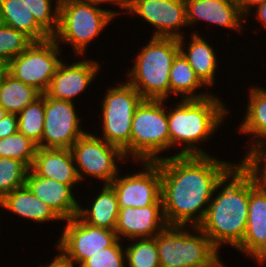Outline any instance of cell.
I'll list each match as a JSON object with an SVG mask.
<instances>
[{
    "mask_svg": "<svg viewBox=\"0 0 266 267\" xmlns=\"http://www.w3.org/2000/svg\"><path fill=\"white\" fill-rule=\"evenodd\" d=\"M136 163H140V168L142 164L139 171L117 175L109 184L115 190L119 207L163 205L159 164L157 162Z\"/></svg>",
    "mask_w": 266,
    "mask_h": 267,
    "instance_id": "13",
    "label": "cell"
},
{
    "mask_svg": "<svg viewBox=\"0 0 266 267\" xmlns=\"http://www.w3.org/2000/svg\"><path fill=\"white\" fill-rule=\"evenodd\" d=\"M248 92V103L244 118L235 128L239 133H243L250 138L247 141L252 140L246 152L266 140V88H260L257 85L252 87L251 85Z\"/></svg>",
    "mask_w": 266,
    "mask_h": 267,
    "instance_id": "24",
    "label": "cell"
},
{
    "mask_svg": "<svg viewBox=\"0 0 266 267\" xmlns=\"http://www.w3.org/2000/svg\"><path fill=\"white\" fill-rule=\"evenodd\" d=\"M2 208L11 214L32 220L34 223L63 221L55 211L45 202L35 196L29 188L24 185L11 191L1 200Z\"/></svg>",
    "mask_w": 266,
    "mask_h": 267,
    "instance_id": "22",
    "label": "cell"
},
{
    "mask_svg": "<svg viewBox=\"0 0 266 267\" xmlns=\"http://www.w3.org/2000/svg\"><path fill=\"white\" fill-rule=\"evenodd\" d=\"M239 162L254 176L259 185L266 186V140L245 152Z\"/></svg>",
    "mask_w": 266,
    "mask_h": 267,
    "instance_id": "35",
    "label": "cell"
},
{
    "mask_svg": "<svg viewBox=\"0 0 266 267\" xmlns=\"http://www.w3.org/2000/svg\"><path fill=\"white\" fill-rule=\"evenodd\" d=\"M119 208L114 231L121 241L153 238L168 226L163 205Z\"/></svg>",
    "mask_w": 266,
    "mask_h": 267,
    "instance_id": "16",
    "label": "cell"
},
{
    "mask_svg": "<svg viewBox=\"0 0 266 267\" xmlns=\"http://www.w3.org/2000/svg\"><path fill=\"white\" fill-rule=\"evenodd\" d=\"M0 12L3 25L25 33L33 41H43L51 37L20 0H0Z\"/></svg>",
    "mask_w": 266,
    "mask_h": 267,
    "instance_id": "26",
    "label": "cell"
},
{
    "mask_svg": "<svg viewBox=\"0 0 266 267\" xmlns=\"http://www.w3.org/2000/svg\"><path fill=\"white\" fill-rule=\"evenodd\" d=\"M219 256L215 261H213L208 267H226L224 266V262L222 261V257Z\"/></svg>",
    "mask_w": 266,
    "mask_h": 267,
    "instance_id": "43",
    "label": "cell"
},
{
    "mask_svg": "<svg viewBox=\"0 0 266 267\" xmlns=\"http://www.w3.org/2000/svg\"><path fill=\"white\" fill-rule=\"evenodd\" d=\"M117 240L111 247L103 248L86 259L79 267H126L125 247Z\"/></svg>",
    "mask_w": 266,
    "mask_h": 267,
    "instance_id": "34",
    "label": "cell"
},
{
    "mask_svg": "<svg viewBox=\"0 0 266 267\" xmlns=\"http://www.w3.org/2000/svg\"><path fill=\"white\" fill-rule=\"evenodd\" d=\"M215 94L202 99H180L167 110L170 151L179 147L173 156L209 155L199 143L210 141L220 126L228 119V107ZM175 106V107H172ZM183 145V148H182Z\"/></svg>",
    "mask_w": 266,
    "mask_h": 267,
    "instance_id": "3",
    "label": "cell"
},
{
    "mask_svg": "<svg viewBox=\"0 0 266 267\" xmlns=\"http://www.w3.org/2000/svg\"><path fill=\"white\" fill-rule=\"evenodd\" d=\"M255 260L256 264L262 265L266 264V242L261 246V248L250 258V260ZM264 264V265H263Z\"/></svg>",
    "mask_w": 266,
    "mask_h": 267,
    "instance_id": "40",
    "label": "cell"
},
{
    "mask_svg": "<svg viewBox=\"0 0 266 267\" xmlns=\"http://www.w3.org/2000/svg\"><path fill=\"white\" fill-rule=\"evenodd\" d=\"M125 245L126 267H160L156 239H131Z\"/></svg>",
    "mask_w": 266,
    "mask_h": 267,
    "instance_id": "29",
    "label": "cell"
},
{
    "mask_svg": "<svg viewBox=\"0 0 266 267\" xmlns=\"http://www.w3.org/2000/svg\"><path fill=\"white\" fill-rule=\"evenodd\" d=\"M192 31L188 38L190 40L187 41L185 36L178 39L180 52L188 60L200 80L211 89L216 83L219 65L217 60L219 59L213 45L207 42L205 36L202 37L203 35L198 34L197 30Z\"/></svg>",
    "mask_w": 266,
    "mask_h": 267,
    "instance_id": "21",
    "label": "cell"
},
{
    "mask_svg": "<svg viewBox=\"0 0 266 267\" xmlns=\"http://www.w3.org/2000/svg\"><path fill=\"white\" fill-rule=\"evenodd\" d=\"M42 93L8 74L0 83V106L8 113L18 114L35 102Z\"/></svg>",
    "mask_w": 266,
    "mask_h": 267,
    "instance_id": "27",
    "label": "cell"
},
{
    "mask_svg": "<svg viewBox=\"0 0 266 267\" xmlns=\"http://www.w3.org/2000/svg\"><path fill=\"white\" fill-rule=\"evenodd\" d=\"M44 130L42 134L43 148H68L86 132L80 123L75 103L58 100L44 95ZM83 129V130H82Z\"/></svg>",
    "mask_w": 266,
    "mask_h": 267,
    "instance_id": "14",
    "label": "cell"
},
{
    "mask_svg": "<svg viewBox=\"0 0 266 267\" xmlns=\"http://www.w3.org/2000/svg\"><path fill=\"white\" fill-rule=\"evenodd\" d=\"M9 74V61L0 58V83Z\"/></svg>",
    "mask_w": 266,
    "mask_h": 267,
    "instance_id": "42",
    "label": "cell"
},
{
    "mask_svg": "<svg viewBox=\"0 0 266 267\" xmlns=\"http://www.w3.org/2000/svg\"><path fill=\"white\" fill-rule=\"evenodd\" d=\"M117 15L119 10L112 8L76 0H60L59 26L53 38L60 48L63 44L72 46L75 57H84L89 44L112 24Z\"/></svg>",
    "mask_w": 266,
    "mask_h": 267,
    "instance_id": "5",
    "label": "cell"
},
{
    "mask_svg": "<svg viewBox=\"0 0 266 267\" xmlns=\"http://www.w3.org/2000/svg\"><path fill=\"white\" fill-rule=\"evenodd\" d=\"M266 0H236L238 3L241 12L246 16L251 9L260 3L265 2Z\"/></svg>",
    "mask_w": 266,
    "mask_h": 267,
    "instance_id": "39",
    "label": "cell"
},
{
    "mask_svg": "<svg viewBox=\"0 0 266 267\" xmlns=\"http://www.w3.org/2000/svg\"><path fill=\"white\" fill-rule=\"evenodd\" d=\"M30 169L39 176L68 184L73 189L81 185L72 152L68 148L37 147Z\"/></svg>",
    "mask_w": 266,
    "mask_h": 267,
    "instance_id": "20",
    "label": "cell"
},
{
    "mask_svg": "<svg viewBox=\"0 0 266 267\" xmlns=\"http://www.w3.org/2000/svg\"><path fill=\"white\" fill-rule=\"evenodd\" d=\"M254 8L255 9H251L250 12L245 16V23L247 22L248 18L251 19V15L254 16L259 23H261L263 28H266V1L256 5ZM252 11L254 12V15L251 14Z\"/></svg>",
    "mask_w": 266,
    "mask_h": 267,
    "instance_id": "37",
    "label": "cell"
},
{
    "mask_svg": "<svg viewBox=\"0 0 266 267\" xmlns=\"http://www.w3.org/2000/svg\"><path fill=\"white\" fill-rule=\"evenodd\" d=\"M62 49L53 37L34 41L25 51L9 61V74L15 79L38 89L42 94L63 61Z\"/></svg>",
    "mask_w": 266,
    "mask_h": 267,
    "instance_id": "10",
    "label": "cell"
},
{
    "mask_svg": "<svg viewBox=\"0 0 266 267\" xmlns=\"http://www.w3.org/2000/svg\"><path fill=\"white\" fill-rule=\"evenodd\" d=\"M100 133L87 130L70 148L81 183L91 177L101 180L100 184L109 185L122 173L117 162L129 161L122 149L101 139Z\"/></svg>",
    "mask_w": 266,
    "mask_h": 267,
    "instance_id": "9",
    "label": "cell"
},
{
    "mask_svg": "<svg viewBox=\"0 0 266 267\" xmlns=\"http://www.w3.org/2000/svg\"><path fill=\"white\" fill-rule=\"evenodd\" d=\"M44 114V94L17 114L18 132L22 133L25 137L30 138L38 147H42Z\"/></svg>",
    "mask_w": 266,
    "mask_h": 267,
    "instance_id": "28",
    "label": "cell"
},
{
    "mask_svg": "<svg viewBox=\"0 0 266 267\" xmlns=\"http://www.w3.org/2000/svg\"><path fill=\"white\" fill-rule=\"evenodd\" d=\"M125 13L155 27L151 37L179 39L188 28L185 0H126Z\"/></svg>",
    "mask_w": 266,
    "mask_h": 267,
    "instance_id": "12",
    "label": "cell"
},
{
    "mask_svg": "<svg viewBox=\"0 0 266 267\" xmlns=\"http://www.w3.org/2000/svg\"><path fill=\"white\" fill-rule=\"evenodd\" d=\"M248 208L249 171L237 161L215 187L206 215L198 227L219 252L226 244L236 249L246 232Z\"/></svg>",
    "mask_w": 266,
    "mask_h": 267,
    "instance_id": "2",
    "label": "cell"
},
{
    "mask_svg": "<svg viewBox=\"0 0 266 267\" xmlns=\"http://www.w3.org/2000/svg\"><path fill=\"white\" fill-rule=\"evenodd\" d=\"M126 71L127 81L143 99L167 100L170 96L169 73L180 52L177 38L150 37Z\"/></svg>",
    "mask_w": 266,
    "mask_h": 267,
    "instance_id": "4",
    "label": "cell"
},
{
    "mask_svg": "<svg viewBox=\"0 0 266 267\" xmlns=\"http://www.w3.org/2000/svg\"><path fill=\"white\" fill-rule=\"evenodd\" d=\"M37 147L35 142L17 131L10 136L0 139V157L19 160L30 169Z\"/></svg>",
    "mask_w": 266,
    "mask_h": 267,
    "instance_id": "30",
    "label": "cell"
},
{
    "mask_svg": "<svg viewBox=\"0 0 266 267\" xmlns=\"http://www.w3.org/2000/svg\"><path fill=\"white\" fill-rule=\"evenodd\" d=\"M168 101L143 99L136 107L130 136V158L133 164L159 161L164 158L162 152L170 151Z\"/></svg>",
    "mask_w": 266,
    "mask_h": 267,
    "instance_id": "6",
    "label": "cell"
},
{
    "mask_svg": "<svg viewBox=\"0 0 266 267\" xmlns=\"http://www.w3.org/2000/svg\"><path fill=\"white\" fill-rule=\"evenodd\" d=\"M18 116L15 113H7L0 120V139L10 136L18 131Z\"/></svg>",
    "mask_w": 266,
    "mask_h": 267,
    "instance_id": "36",
    "label": "cell"
},
{
    "mask_svg": "<svg viewBox=\"0 0 266 267\" xmlns=\"http://www.w3.org/2000/svg\"><path fill=\"white\" fill-rule=\"evenodd\" d=\"M64 222L66 225L54 247L71 267H79L86 259L118 240L114 230L88 225L77 215Z\"/></svg>",
    "mask_w": 266,
    "mask_h": 267,
    "instance_id": "11",
    "label": "cell"
},
{
    "mask_svg": "<svg viewBox=\"0 0 266 267\" xmlns=\"http://www.w3.org/2000/svg\"><path fill=\"white\" fill-rule=\"evenodd\" d=\"M77 60L72 64L67 60L59 64L49 87L43 93L45 96L76 103L75 98L89 89L102 69L101 64L89 58Z\"/></svg>",
    "mask_w": 266,
    "mask_h": 267,
    "instance_id": "15",
    "label": "cell"
},
{
    "mask_svg": "<svg viewBox=\"0 0 266 267\" xmlns=\"http://www.w3.org/2000/svg\"><path fill=\"white\" fill-rule=\"evenodd\" d=\"M160 267H208L220 253L194 226H167L154 237Z\"/></svg>",
    "mask_w": 266,
    "mask_h": 267,
    "instance_id": "7",
    "label": "cell"
},
{
    "mask_svg": "<svg viewBox=\"0 0 266 267\" xmlns=\"http://www.w3.org/2000/svg\"><path fill=\"white\" fill-rule=\"evenodd\" d=\"M213 155L164 156L160 167L161 199L169 226L198 227L217 184L237 164Z\"/></svg>",
    "mask_w": 266,
    "mask_h": 267,
    "instance_id": "1",
    "label": "cell"
},
{
    "mask_svg": "<svg viewBox=\"0 0 266 267\" xmlns=\"http://www.w3.org/2000/svg\"><path fill=\"white\" fill-rule=\"evenodd\" d=\"M76 1L85 2L89 4H95L98 6H101V5L103 6V4L108 3V5L117 7L118 9L120 8L119 15H121V13L123 14V12L125 14V11H126V0H76ZM120 11H123V12H120Z\"/></svg>",
    "mask_w": 266,
    "mask_h": 267,
    "instance_id": "38",
    "label": "cell"
},
{
    "mask_svg": "<svg viewBox=\"0 0 266 267\" xmlns=\"http://www.w3.org/2000/svg\"><path fill=\"white\" fill-rule=\"evenodd\" d=\"M46 264L44 267H71L59 254H56L53 260ZM39 267H43V264H40Z\"/></svg>",
    "mask_w": 266,
    "mask_h": 267,
    "instance_id": "41",
    "label": "cell"
},
{
    "mask_svg": "<svg viewBox=\"0 0 266 267\" xmlns=\"http://www.w3.org/2000/svg\"><path fill=\"white\" fill-rule=\"evenodd\" d=\"M29 168L21 161L0 157V200L16 188L25 185Z\"/></svg>",
    "mask_w": 266,
    "mask_h": 267,
    "instance_id": "32",
    "label": "cell"
},
{
    "mask_svg": "<svg viewBox=\"0 0 266 267\" xmlns=\"http://www.w3.org/2000/svg\"><path fill=\"white\" fill-rule=\"evenodd\" d=\"M34 41L25 33L0 25V58L10 61L25 51Z\"/></svg>",
    "mask_w": 266,
    "mask_h": 267,
    "instance_id": "33",
    "label": "cell"
},
{
    "mask_svg": "<svg viewBox=\"0 0 266 267\" xmlns=\"http://www.w3.org/2000/svg\"><path fill=\"white\" fill-rule=\"evenodd\" d=\"M170 95L180 99H202L213 93L207 92V86L196 75L194 69L189 65L188 60L179 52L173 59L169 73ZM206 87L205 91L202 87ZM201 88V89H200ZM199 89V91H198ZM198 91V92H197Z\"/></svg>",
    "mask_w": 266,
    "mask_h": 267,
    "instance_id": "25",
    "label": "cell"
},
{
    "mask_svg": "<svg viewBox=\"0 0 266 267\" xmlns=\"http://www.w3.org/2000/svg\"><path fill=\"white\" fill-rule=\"evenodd\" d=\"M185 4L188 28L203 21L238 34L244 31L245 15L236 0H185Z\"/></svg>",
    "mask_w": 266,
    "mask_h": 267,
    "instance_id": "17",
    "label": "cell"
},
{
    "mask_svg": "<svg viewBox=\"0 0 266 267\" xmlns=\"http://www.w3.org/2000/svg\"><path fill=\"white\" fill-rule=\"evenodd\" d=\"M119 85L106 87L101 100L100 117L102 134L100 138L107 143L123 150L130 162V136L132 119L136 107L143 98L140 93L127 81H120ZM102 135V136H101Z\"/></svg>",
    "mask_w": 266,
    "mask_h": 267,
    "instance_id": "8",
    "label": "cell"
},
{
    "mask_svg": "<svg viewBox=\"0 0 266 267\" xmlns=\"http://www.w3.org/2000/svg\"><path fill=\"white\" fill-rule=\"evenodd\" d=\"M266 242V186L259 185L249 172V208L246 232L235 249L251 258Z\"/></svg>",
    "mask_w": 266,
    "mask_h": 267,
    "instance_id": "19",
    "label": "cell"
},
{
    "mask_svg": "<svg viewBox=\"0 0 266 267\" xmlns=\"http://www.w3.org/2000/svg\"><path fill=\"white\" fill-rule=\"evenodd\" d=\"M7 113L8 112L2 106H0V120L3 119Z\"/></svg>",
    "mask_w": 266,
    "mask_h": 267,
    "instance_id": "44",
    "label": "cell"
},
{
    "mask_svg": "<svg viewBox=\"0 0 266 267\" xmlns=\"http://www.w3.org/2000/svg\"><path fill=\"white\" fill-rule=\"evenodd\" d=\"M25 185L29 190L50 206L55 213L64 221L75 217L78 214L79 200L68 184L45 178L35 174L31 169L26 175Z\"/></svg>",
    "mask_w": 266,
    "mask_h": 267,
    "instance_id": "18",
    "label": "cell"
},
{
    "mask_svg": "<svg viewBox=\"0 0 266 267\" xmlns=\"http://www.w3.org/2000/svg\"><path fill=\"white\" fill-rule=\"evenodd\" d=\"M20 1H22L29 9V11L33 14L35 21L51 37H53L56 34L59 26L60 0H20Z\"/></svg>",
    "mask_w": 266,
    "mask_h": 267,
    "instance_id": "31",
    "label": "cell"
},
{
    "mask_svg": "<svg viewBox=\"0 0 266 267\" xmlns=\"http://www.w3.org/2000/svg\"><path fill=\"white\" fill-rule=\"evenodd\" d=\"M3 23H2V20H1V12H0V25H2Z\"/></svg>",
    "mask_w": 266,
    "mask_h": 267,
    "instance_id": "45",
    "label": "cell"
},
{
    "mask_svg": "<svg viewBox=\"0 0 266 267\" xmlns=\"http://www.w3.org/2000/svg\"><path fill=\"white\" fill-rule=\"evenodd\" d=\"M100 190L90 199L92 204H79L77 216L88 225L115 230L120 209L115 190L110 185H103Z\"/></svg>",
    "mask_w": 266,
    "mask_h": 267,
    "instance_id": "23",
    "label": "cell"
}]
</instances>
